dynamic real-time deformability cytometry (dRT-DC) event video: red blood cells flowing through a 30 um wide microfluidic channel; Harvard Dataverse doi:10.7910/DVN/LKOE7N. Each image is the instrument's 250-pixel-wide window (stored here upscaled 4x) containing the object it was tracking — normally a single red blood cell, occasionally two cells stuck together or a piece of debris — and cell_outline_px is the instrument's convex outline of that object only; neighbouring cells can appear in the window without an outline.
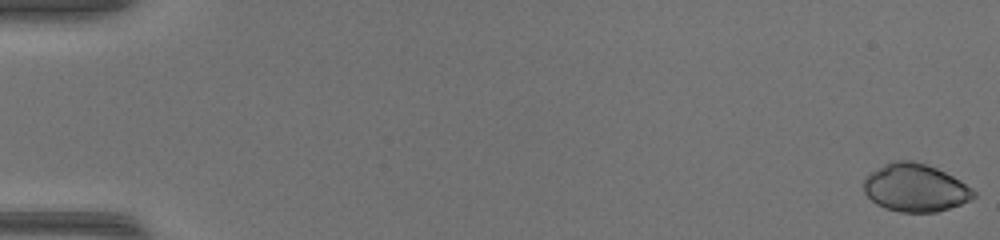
{"species": "common noctule bat (a hibernating species)", "species_latin": "Nyctalus noctula", "temperature_condition": "warm", "stored_images_in_passage": 49, "camera_frame_rate_fps": 3000, "um_per_image_px": 0.085, "animal": {"sex": "female", "body_mass_g": 17.0, "forearm_length_mm": 48.0}, "frame": {"image": 1, "passage_image": 1, "time_ms": 0.0, "image_size_px": [1000, 240], "cell_outline_px": [[976, 196], [972, 200], [936, 212], [900, 212], [884, 208], [876, 204], [864, 192], [864, 180], [868, 172], [892, 160], [912, 160], [936, 168], [960, 180], [972, 188], [976, 192]], "centroid_in_image_um": [77.78, 15.96], "position_along_channel_um": 7.2, "area_um2": 30.75}}
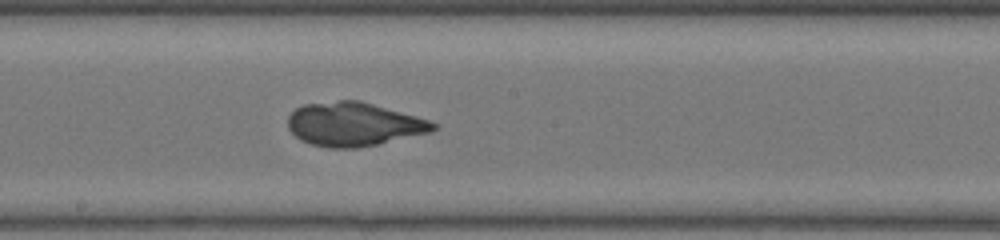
{"frame": {"image": 2, "passage_image": 28, "time_ms": 9.0, "image_size_px": [1000, 240], "cell_outline_px": [[436, 128], [432, 132], [380, 144], [356, 148], [328, 148], [312, 144], [300, 140], [288, 128], [288, 116], [296, 108], [304, 104], [340, 100], [360, 100], [416, 116], [428, 120], [436, 124]], "centroid_in_image_um": [30.07, 10.56], "position_along_channel_um": 218.1, "area_um2": 37.11}}
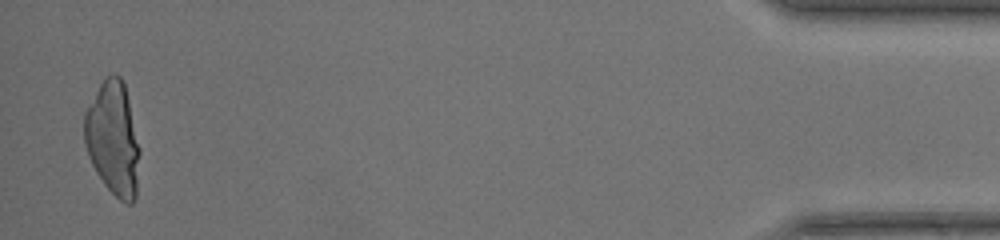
{"frame": {"image": 3, "passage_image": 48, "time_ms": 15.667, "image_size_px": [1000, 240], "cell_outline_px": [[140, 152], [136, 196], [132, 204], [124, 204], [104, 184], [96, 172], [88, 156], [84, 144], [84, 112], [100, 84], [108, 76], [120, 76], [124, 80], [140, 148]], "centroid_in_image_um": [9.61, 11.81], "position_along_channel_um": 425.6, "area_um2": 36.76}}